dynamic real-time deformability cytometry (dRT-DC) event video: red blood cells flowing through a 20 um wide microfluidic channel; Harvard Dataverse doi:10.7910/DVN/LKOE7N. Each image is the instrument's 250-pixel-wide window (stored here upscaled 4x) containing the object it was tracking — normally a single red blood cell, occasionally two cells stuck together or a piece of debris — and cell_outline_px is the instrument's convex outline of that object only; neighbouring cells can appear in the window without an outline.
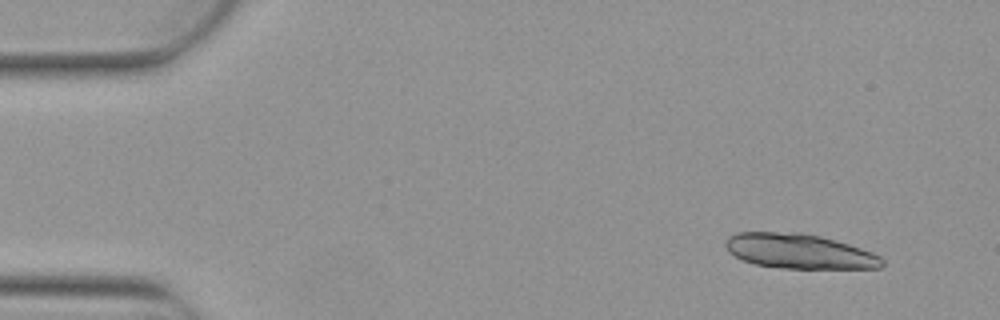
{"species": "Egyptian fruit bat (a non-hibernating species)", "species_latin": "Rousettus aegyptiacus", "temperature_condition": "warm", "stored_images_in_passage": 4, "camera_frame_rate_fps": 3000, "um_per_image_px": 0.085, "animal": {"sex": "female"}, "frame": {"image": 1, "passage_image": 1, "time_ms": 0.0, "image_size_px": [1000, 320], "cell_outline_px": [[884, 264], [880, 268], [780, 268], [756, 264], [744, 260], [728, 252], [724, 244], [728, 236], [736, 232], [796, 232], [820, 236], [848, 244], [872, 252], [880, 256], [884, 260]], "centroid_in_image_um": [67.91, 21.35], "position_along_channel_um": 17.1, "area_um2": 31.62}}